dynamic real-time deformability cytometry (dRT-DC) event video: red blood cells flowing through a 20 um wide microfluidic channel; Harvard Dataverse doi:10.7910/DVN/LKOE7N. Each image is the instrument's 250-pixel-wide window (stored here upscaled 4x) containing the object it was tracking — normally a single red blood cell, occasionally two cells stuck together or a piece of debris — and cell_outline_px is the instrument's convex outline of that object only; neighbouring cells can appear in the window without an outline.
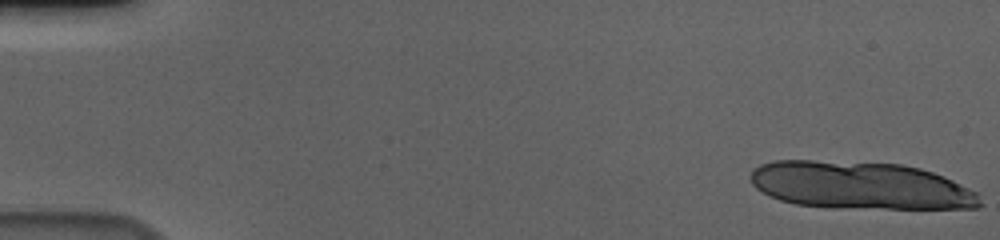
{"species": "human", "species_latin": "Homo sapiens", "temperature_condition": "cold", "stored_images_in_passage": 4, "camera_frame_rate_fps": 3000, "um_per_image_px": 0.085, "donor": {"sex": "male"}, "frame": {"image": 1, "passage_image": 1, "time_ms": 0.0, "image_size_px": [1000, 240], "cell_outline_px": [[960, 204], [948, 208], [900, 208], [808, 204], [788, 200], [776, 196], [768, 192], [868, 164], [888, 164], [912, 168], [928, 172], [940, 176], [948, 180], [956, 188]], "centroid_in_image_um": [74.42, 16.05], "position_along_channel_um": 10.6, "area_um2": 42.08}}